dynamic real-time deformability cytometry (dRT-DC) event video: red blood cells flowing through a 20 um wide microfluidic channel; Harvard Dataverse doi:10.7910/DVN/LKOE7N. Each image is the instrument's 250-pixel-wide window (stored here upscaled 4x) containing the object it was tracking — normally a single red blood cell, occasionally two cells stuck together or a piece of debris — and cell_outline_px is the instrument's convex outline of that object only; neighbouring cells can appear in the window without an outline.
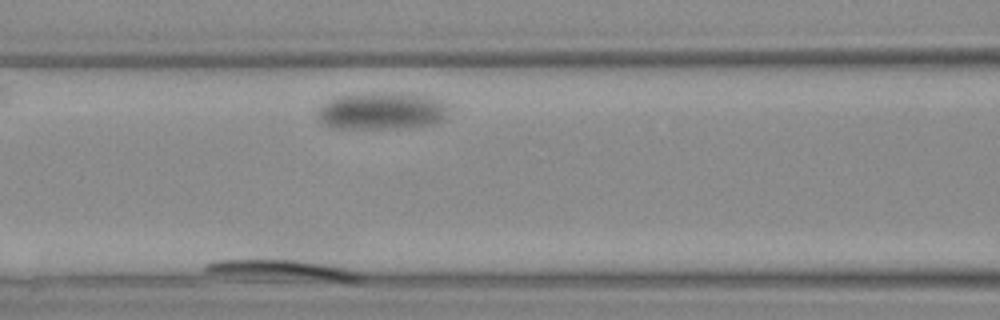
{"species": "Egyptian fruit bat (a non-hibernating species)", "species_latin": "Rousettus aegyptiacus", "temperature_condition": "warm", "stored_images_in_passage": 5, "segment_of_instrument_passage": [2, 2], "camera_frame_rate_fps": 3000, "um_per_image_px": 0.085, "animal": {"sex": "female"}, "frame": {"image": 1, "passage_image": 4, "time_ms": 3.667, "image_size_px": [1000, 320], "cell_outline_px": [[364, 276], [360, 280], [332, 280], [204, 272], [204, 264], [216, 260], [316, 260], [344, 268], [356, 272]], "centroid_in_image_um": [24.07, 22.88], "position_along_channel_um": 142.5, "area_um2": 16.7}}